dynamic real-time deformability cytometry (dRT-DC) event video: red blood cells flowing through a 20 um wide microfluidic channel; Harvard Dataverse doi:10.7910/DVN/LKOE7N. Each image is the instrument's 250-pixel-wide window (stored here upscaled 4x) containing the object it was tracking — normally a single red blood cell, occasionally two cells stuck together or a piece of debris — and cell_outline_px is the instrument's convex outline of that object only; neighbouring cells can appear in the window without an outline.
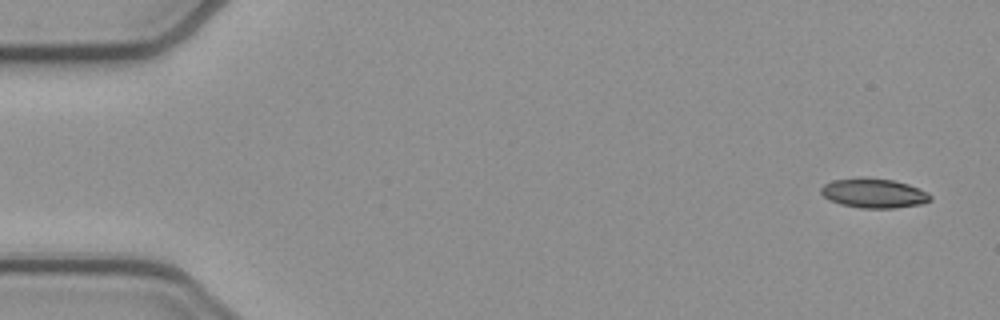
{"species": "common noctule bat (a hibernating species)", "species_latin": "Nyctalus noctula", "temperature_condition": "cold", "stored_images_in_passage": 6, "segment_of_instrument_passage": [1, 2], "camera_frame_rate_fps": 3000, "um_per_image_px": 0.085, "animal": {"sex": "female", "body_mass_g": 21.9}, "frame": {"image": 1, "passage_image": 1, "time_ms": 0.0, "image_size_px": [1000, 320], "cell_outline_px": [[932, 200], [920, 204], [896, 208], [860, 208], [840, 204], [828, 200], [820, 192], [820, 188], [824, 184], [832, 180], [860, 176], [864, 176], [892, 180], [908, 184], [920, 188], [928, 192], [932, 196]], "centroid_in_image_um": [74.26, 16.41], "position_along_channel_um": 10.7, "area_um2": 19.19}}